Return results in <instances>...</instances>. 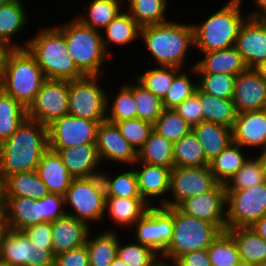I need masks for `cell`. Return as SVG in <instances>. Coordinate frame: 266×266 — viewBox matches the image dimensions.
Here are the masks:
<instances>
[{"mask_svg": "<svg viewBox=\"0 0 266 266\" xmlns=\"http://www.w3.org/2000/svg\"><path fill=\"white\" fill-rule=\"evenodd\" d=\"M226 230L251 227L266 214V182L243 190L226 191Z\"/></svg>", "mask_w": 266, "mask_h": 266, "instance_id": "9c48e42d", "label": "cell"}, {"mask_svg": "<svg viewBox=\"0 0 266 266\" xmlns=\"http://www.w3.org/2000/svg\"><path fill=\"white\" fill-rule=\"evenodd\" d=\"M212 266H236L241 260L232 236L223 231L206 249Z\"/></svg>", "mask_w": 266, "mask_h": 266, "instance_id": "60d3db41", "label": "cell"}, {"mask_svg": "<svg viewBox=\"0 0 266 266\" xmlns=\"http://www.w3.org/2000/svg\"><path fill=\"white\" fill-rule=\"evenodd\" d=\"M255 70L259 73L261 78L266 82V60L261 63Z\"/></svg>", "mask_w": 266, "mask_h": 266, "instance_id": "03108f58", "label": "cell"}, {"mask_svg": "<svg viewBox=\"0 0 266 266\" xmlns=\"http://www.w3.org/2000/svg\"><path fill=\"white\" fill-rule=\"evenodd\" d=\"M99 122L70 114L54 120L48 127V144L52 150L96 143Z\"/></svg>", "mask_w": 266, "mask_h": 266, "instance_id": "9a60e30c", "label": "cell"}, {"mask_svg": "<svg viewBox=\"0 0 266 266\" xmlns=\"http://www.w3.org/2000/svg\"><path fill=\"white\" fill-rule=\"evenodd\" d=\"M119 238L115 231L108 230L85 242L90 266H110L117 256Z\"/></svg>", "mask_w": 266, "mask_h": 266, "instance_id": "e575fe53", "label": "cell"}, {"mask_svg": "<svg viewBox=\"0 0 266 266\" xmlns=\"http://www.w3.org/2000/svg\"><path fill=\"white\" fill-rule=\"evenodd\" d=\"M141 170H134L141 197L151 206L149 197H160L170 188L171 168L142 162Z\"/></svg>", "mask_w": 266, "mask_h": 266, "instance_id": "4316f807", "label": "cell"}, {"mask_svg": "<svg viewBox=\"0 0 266 266\" xmlns=\"http://www.w3.org/2000/svg\"><path fill=\"white\" fill-rule=\"evenodd\" d=\"M261 152H260V156H258V159L262 165L263 173L266 176V147L264 149H262Z\"/></svg>", "mask_w": 266, "mask_h": 266, "instance_id": "e7e4bbea", "label": "cell"}, {"mask_svg": "<svg viewBox=\"0 0 266 266\" xmlns=\"http://www.w3.org/2000/svg\"><path fill=\"white\" fill-rule=\"evenodd\" d=\"M140 35L150 54L160 66L182 68L189 46L194 47L193 27L164 22L141 27Z\"/></svg>", "mask_w": 266, "mask_h": 266, "instance_id": "7a4b0ae2", "label": "cell"}, {"mask_svg": "<svg viewBox=\"0 0 266 266\" xmlns=\"http://www.w3.org/2000/svg\"><path fill=\"white\" fill-rule=\"evenodd\" d=\"M5 218L9 229H23L41 223V199L5 197Z\"/></svg>", "mask_w": 266, "mask_h": 266, "instance_id": "d4e9b609", "label": "cell"}, {"mask_svg": "<svg viewBox=\"0 0 266 266\" xmlns=\"http://www.w3.org/2000/svg\"><path fill=\"white\" fill-rule=\"evenodd\" d=\"M3 190L5 197H29L34 200L42 199L49 194L36 170L7 176L3 180Z\"/></svg>", "mask_w": 266, "mask_h": 266, "instance_id": "83f0119b", "label": "cell"}, {"mask_svg": "<svg viewBox=\"0 0 266 266\" xmlns=\"http://www.w3.org/2000/svg\"><path fill=\"white\" fill-rule=\"evenodd\" d=\"M198 85L192 83L187 73H178L173 80V84L162 99L164 109H174L185 99L193 95Z\"/></svg>", "mask_w": 266, "mask_h": 266, "instance_id": "816d5d0a", "label": "cell"}, {"mask_svg": "<svg viewBox=\"0 0 266 266\" xmlns=\"http://www.w3.org/2000/svg\"><path fill=\"white\" fill-rule=\"evenodd\" d=\"M27 118L24 108L13 97L0 94V144L8 140Z\"/></svg>", "mask_w": 266, "mask_h": 266, "instance_id": "74e56055", "label": "cell"}, {"mask_svg": "<svg viewBox=\"0 0 266 266\" xmlns=\"http://www.w3.org/2000/svg\"><path fill=\"white\" fill-rule=\"evenodd\" d=\"M26 11L20 0L0 6V41L10 49H23L20 44H11V38L26 24Z\"/></svg>", "mask_w": 266, "mask_h": 266, "instance_id": "1f68e13d", "label": "cell"}, {"mask_svg": "<svg viewBox=\"0 0 266 266\" xmlns=\"http://www.w3.org/2000/svg\"><path fill=\"white\" fill-rule=\"evenodd\" d=\"M173 168V143L152 130L144 146L138 151L137 162Z\"/></svg>", "mask_w": 266, "mask_h": 266, "instance_id": "d6a6232c", "label": "cell"}, {"mask_svg": "<svg viewBox=\"0 0 266 266\" xmlns=\"http://www.w3.org/2000/svg\"><path fill=\"white\" fill-rule=\"evenodd\" d=\"M25 48L35 57L48 80H78L85 77L67 51L65 37L55 28L42 29Z\"/></svg>", "mask_w": 266, "mask_h": 266, "instance_id": "3957f363", "label": "cell"}, {"mask_svg": "<svg viewBox=\"0 0 266 266\" xmlns=\"http://www.w3.org/2000/svg\"><path fill=\"white\" fill-rule=\"evenodd\" d=\"M54 256L85 244L90 226L75 217L66 215L51 222Z\"/></svg>", "mask_w": 266, "mask_h": 266, "instance_id": "44dd1931", "label": "cell"}, {"mask_svg": "<svg viewBox=\"0 0 266 266\" xmlns=\"http://www.w3.org/2000/svg\"><path fill=\"white\" fill-rule=\"evenodd\" d=\"M254 266H266V260L263 262L256 263L254 264Z\"/></svg>", "mask_w": 266, "mask_h": 266, "instance_id": "8c879c8a", "label": "cell"}, {"mask_svg": "<svg viewBox=\"0 0 266 266\" xmlns=\"http://www.w3.org/2000/svg\"><path fill=\"white\" fill-rule=\"evenodd\" d=\"M106 37L102 36L105 51L108 53L110 42L125 45L140 36L141 26L129 13L120 12L105 28ZM105 37V38H104Z\"/></svg>", "mask_w": 266, "mask_h": 266, "instance_id": "8d00e7d4", "label": "cell"}, {"mask_svg": "<svg viewBox=\"0 0 266 266\" xmlns=\"http://www.w3.org/2000/svg\"><path fill=\"white\" fill-rule=\"evenodd\" d=\"M250 228L266 240V214L256 221Z\"/></svg>", "mask_w": 266, "mask_h": 266, "instance_id": "680465c9", "label": "cell"}, {"mask_svg": "<svg viewBox=\"0 0 266 266\" xmlns=\"http://www.w3.org/2000/svg\"><path fill=\"white\" fill-rule=\"evenodd\" d=\"M110 266H128L125 262H123L119 257H115V259L112 261Z\"/></svg>", "mask_w": 266, "mask_h": 266, "instance_id": "a7ac6f4b", "label": "cell"}, {"mask_svg": "<svg viewBox=\"0 0 266 266\" xmlns=\"http://www.w3.org/2000/svg\"><path fill=\"white\" fill-rule=\"evenodd\" d=\"M3 92V76L0 74V94Z\"/></svg>", "mask_w": 266, "mask_h": 266, "instance_id": "2644e50d", "label": "cell"}, {"mask_svg": "<svg viewBox=\"0 0 266 266\" xmlns=\"http://www.w3.org/2000/svg\"><path fill=\"white\" fill-rule=\"evenodd\" d=\"M121 0H93L88 9V16H77L76 18L84 25L89 26L95 30L105 28L120 11Z\"/></svg>", "mask_w": 266, "mask_h": 266, "instance_id": "ab89813d", "label": "cell"}, {"mask_svg": "<svg viewBox=\"0 0 266 266\" xmlns=\"http://www.w3.org/2000/svg\"><path fill=\"white\" fill-rule=\"evenodd\" d=\"M158 255L152 248L140 243L122 246L119 242L117 246V257L128 266H151L160 258Z\"/></svg>", "mask_w": 266, "mask_h": 266, "instance_id": "f907efd6", "label": "cell"}, {"mask_svg": "<svg viewBox=\"0 0 266 266\" xmlns=\"http://www.w3.org/2000/svg\"><path fill=\"white\" fill-rule=\"evenodd\" d=\"M232 100L237 113L265 109L266 82L255 69H247L236 76Z\"/></svg>", "mask_w": 266, "mask_h": 266, "instance_id": "d6986e66", "label": "cell"}, {"mask_svg": "<svg viewBox=\"0 0 266 266\" xmlns=\"http://www.w3.org/2000/svg\"><path fill=\"white\" fill-rule=\"evenodd\" d=\"M219 182L215 179L209 166L179 167L173 166L170 174V188L174 199L163 200V207H177L187 198L213 190Z\"/></svg>", "mask_w": 266, "mask_h": 266, "instance_id": "8fae6325", "label": "cell"}, {"mask_svg": "<svg viewBox=\"0 0 266 266\" xmlns=\"http://www.w3.org/2000/svg\"><path fill=\"white\" fill-rule=\"evenodd\" d=\"M69 81L46 80L26 109L27 118L48 126L68 114Z\"/></svg>", "mask_w": 266, "mask_h": 266, "instance_id": "7c38bea8", "label": "cell"}, {"mask_svg": "<svg viewBox=\"0 0 266 266\" xmlns=\"http://www.w3.org/2000/svg\"><path fill=\"white\" fill-rule=\"evenodd\" d=\"M226 189L219 183L213 190L182 201L177 207L190 216L216 224L226 231Z\"/></svg>", "mask_w": 266, "mask_h": 266, "instance_id": "2e32d148", "label": "cell"}, {"mask_svg": "<svg viewBox=\"0 0 266 266\" xmlns=\"http://www.w3.org/2000/svg\"><path fill=\"white\" fill-rule=\"evenodd\" d=\"M55 28L65 37L67 51L84 76L100 77L104 74L100 68L108 53L104 49L99 30L84 25L77 18Z\"/></svg>", "mask_w": 266, "mask_h": 266, "instance_id": "8992f818", "label": "cell"}, {"mask_svg": "<svg viewBox=\"0 0 266 266\" xmlns=\"http://www.w3.org/2000/svg\"><path fill=\"white\" fill-rule=\"evenodd\" d=\"M3 190V179L0 174V192Z\"/></svg>", "mask_w": 266, "mask_h": 266, "instance_id": "34e18365", "label": "cell"}, {"mask_svg": "<svg viewBox=\"0 0 266 266\" xmlns=\"http://www.w3.org/2000/svg\"><path fill=\"white\" fill-rule=\"evenodd\" d=\"M143 198L106 197L105 211L121 226L136 224L151 207Z\"/></svg>", "mask_w": 266, "mask_h": 266, "instance_id": "f1b7e54d", "label": "cell"}, {"mask_svg": "<svg viewBox=\"0 0 266 266\" xmlns=\"http://www.w3.org/2000/svg\"><path fill=\"white\" fill-rule=\"evenodd\" d=\"M65 203L73 208V213L67 215L88 224L100 220L105 214V187L101 175L90 178L72 179L66 194Z\"/></svg>", "mask_w": 266, "mask_h": 266, "instance_id": "ba28073f", "label": "cell"}, {"mask_svg": "<svg viewBox=\"0 0 266 266\" xmlns=\"http://www.w3.org/2000/svg\"><path fill=\"white\" fill-rule=\"evenodd\" d=\"M134 102L137 109V118L151 122L152 124L164 109L162 100L139 81L134 85Z\"/></svg>", "mask_w": 266, "mask_h": 266, "instance_id": "7dc6e473", "label": "cell"}, {"mask_svg": "<svg viewBox=\"0 0 266 266\" xmlns=\"http://www.w3.org/2000/svg\"><path fill=\"white\" fill-rule=\"evenodd\" d=\"M162 261L159 260V258H158L151 266H177V264L175 263V261H171L172 262V265L168 264L167 262H164L165 260H162Z\"/></svg>", "mask_w": 266, "mask_h": 266, "instance_id": "003e7915", "label": "cell"}, {"mask_svg": "<svg viewBox=\"0 0 266 266\" xmlns=\"http://www.w3.org/2000/svg\"><path fill=\"white\" fill-rule=\"evenodd\" d=\"M263 182H266V176L263 173L259 159L248 158L244 165L231 176L224 186L226 191L243 190Z\"/></svg>", "mask_w": 266, "mask_h": 266, "instance_id": "ee69618b", "label": "cell"}, {"mask_svg": "<svg viewBox=\"0 0 266 266\" xmlns=\"http://www.w3.org/2000/svg\"><path fill=\"white\" fill-rule=\"evenodd\" d=\"M9 230L8 223L6 220H0V246L3 242V238Z\"/></svg>", "mask_w": 266, "mask_h": 266, "instance_id": "be15d7a7", "label": "cell"}, {"mask_svg": "<svg viewBox=\"0 0 266 266\" xmlns=\"http://www.w3.org/2000/svg\"><path fill=\"white\" fill-rule=\"evenodd\" d=\"M201 76L197 84L205 93L217 98L232 99L234 94V81L236 76L223 73H197Z\"/></svg>", "mask_w": 266, "mask_h": 266, "instance_id": "c3c4849f", "label": "cell"}, {"mask_svg": "<svg viewBox=\"0 0 266 266\" xmlns=\"http://www.w3.org/2000/svg\"><path fill=\"white\" fill-rule=\"evenodd\" d=\"M235 48L248 69H255L266 60V18L247 17L241 25Z\"/></svg>", "mask_w": 266, "mask_h": 266, "instance_id": "e0dca14e", "label": "cell"}, {"mask_svg": "<svg viewBox=\"0 0 266 266\" xmlns=\"http://www.w3.org/2000/svg\"><path fill=\"white\" fill-rule=\"evenodd\" d=\"M5 212H6V201H5L4 190H2L0 192V220H6Z\"/></svg>", "mask_w": 266, "mask_h": 266, "instance_id": "6125c7cd", "label": "cell"}, {"mask_svg": "<svg viewBox=\"0 0 266 266\" xmlns=\"http://www.w3.org/2000/svg\"><path fill=\"white\" fill-rule=\"evenodd\" d=\"M96 149L100 161L103 159L125 164H136L138 152L122 136L115 123L101 122L97 129Z\"/></svg>", "mask_w": 266, "mask_h": 266, "instance_id": "ac0fdd59", "label": "cell"}, {"mask_svg": "<svg viewBox=\"0 0 266 266\" xmlns=\"http://www.w3.org/2000/svg\"><path fill=\"white\" fill-rule=\"evenodd\" d=\"M234 239L240 260L256 264L266 260V240L250 227H238L226 230Z\"/></svg>", "mask_w": 266, "mask_h": 266, "instance_id": "4dcf8cb0", "label": "cell"}, {"mask_svg": "<svg viewBox=\"0 0 266 266\" xmlns=\"http://www.w3.org/2000/svg\"><path fill=\"white\" fill-rule=\"evenodd\" d=\"M242 0H230L199 25H192L194 46L202 52L223 50L235 46L241 25Z\"/></svg>", "mask_w": 266, "mask_h": 266, "instance_id": "5b68a950", "label": "cell"}, {"mask_svg": "<svg viewBox=\"0 0 266 266\" xmlns=\"http://www.w3.org/2000/svg\"><path fill=\"white\" fill-rule=\"evenodd\" d=\"M136 224L138 243L161 256L173 237V207L151 206Z\"/></svg>", "mask_w": 266, "mask_h": 266, "instance_id": "5bb4252c", "label": "cell"}, {"mask_svg": "<svg viewBox=\"0 0 266 266\" xmlns=\"http://www.w3.org/2000/svg\"><path fill=\"white\" fill-rule=\"evenodd\" d=\"M256 4L258 5L259 12L253 11L249 15L250 18H266V0H255Z\"/></svg>", "mask_w": 266, "mask_h": 266, "instance_id": "91938a15", "label": "cell"}, {"mask_svg": "<svg viewBox=\"0 0 266 266\" xmlns=\"http://www.w3.org/2000/svg\"><path fill=\"white\" fill-rule=\"evenodd\" d=\"M98 76L69 81L68 114L96 122L106 120V93L97 83Z\"/></svg>", "mask_w": 266, "mask_h": 266, "instance_id": "30bf717a", "label": "cell"}, {"mask_svg": "<svg viewBox=\"0 0 266 266\" xmlns=\"http://www.w3.org/2000/svg\"><path fill=\"white\" fill-rule=\"evenodd\" d=\"M54 151L58 152L73 179L90 178L101 174L94 170L98 167V163L102 162L97 153L96 143H86Z\"/></svg>", "mask_w": 266, "mask_h": 266, "instance_id": "7402d4cb", "label": "cell"}, {"mask_svg": "<svg viewBox=\"0 0 266 266\" xmlns=\"http://www.w3.org/2000/svg\"><path fill=\"white\" fill-rule=\"evenodd\" d=\"M22 231L35 246L44 247V250H52L53 239L51 222H41L29 226Z\"/></svg>", "mask_w": 266, "mask_h": 266, "instance_id": "11a10c76", "label": "cell"}, {"mask_svg": "<svg viewBox=\"0 0 266 266\" xmlns=\"http://www.w3.org/2000/svg\"><path fill=\"white\" fill-rule=\"evenodd\" d=\"M180 68L174 66H160L159 68L148 69L137 78L149 91L161 100L173 84L174 77L181 72Z\"/></svg>", "mask_w": 266, "mask_h": 266, "instance_id": "b9f144b4", "label": "cell"}, {"mask_svg": "<svg viewBox=\"0 0 266 266\" xmlns=\"http://www.w3.org/2000/svg\"><path fill=\"white\" fill-rule=\"evenodd\" d=\"M240 145L231 143L219 155L210 161L209 167L215 179L225 184L245 163V158Z\"/></svg>", "mask_w": 266, "mask_h": 266, "instance_id": "d590c367", "label": "cell"}, {"mask_svg": "<svg viewBox=\"0 0 266 266\" xmlns=\"http://www.w3.org/2000/svg\"><path fill=\"white\" fill-rule=\"evenodd\" d=\"M115 124L122 136L137 152L144 146L150 132L153 130L151 122L139 118L117 121Z\"/></svg>", "mask_w": 266, "mask_h": 266, "instance_id": "681fc988", "label": "cell"}, {"mask_svg": "<svg viewBox=\"0 0 266 266\" xmlns=\"http://www.w3.org/2000/svg\"><path fill=\"white\" fill-rule=\"evenodd\" d=\"M0 266H8L4 261L0 259Z\"/></svg>", "mask_w": 266, "mask_h": 266, "instance_id": "11e5206c", "label": "cell"}, {"mask_svg": "<svg viewBox=\"0 0 266 266\" xmlns=\"http://www.w3.org/2000/svg\"><path fill=\"white\" fill-rule=\"evenodd\" d=\"M173 160L174 166L179 167H202L209 166L210 163L192 130L173 143Z\"/></svg>", "mask_w": 266, "mask_h": 266, "instance_id": "836d02e7", "label": "cell"}, {"mask_svg": "<svg viewBox=\"0 0 266 266\" xmlns=\"http://www.w3.org/2000/svg\"><path fill=\"white\" fill-rule=\"evenodd\" d=\"M100 175L104 183L106 197L142 198L134 169L121 173L115 178L102 172Z\"/></svg>", "mask_w": 266, "mask_h": 266, "instance_id": "f6af8a7d", "label": "cell"}, {"mask_svg": "<svg viewBox=\"0 0 266 266\" xmlns=\"http://www.w3.org/2000/svg\"><path fill=\"white\" fill-rule=\"evenodd\" d=\"M199 103L204 122L233 128L237 111L232 99L217 98L199 88Z\"/></svg>", "mask_w": 266, "mask_h": 266, "instance_id": "f546056e", "label": "cell"}, {"mask_svg": "<svg viewBox=\"0 0 266 266\" xmlns=\"http://www.w3.org/2000/svg\"><path fill=\"white\" fill-rule=\"evenodd\" d=\"M54 266H90L86 245L55 256Z\"/></svg>", "mask_w": 266, "mask_h": 266, "instance_id": "9f6ffc18", "label": "cell"}, {"mask_svg": "<svg viewBox=\"0 0 266 266\" xmlns=\"http://www.w3.org/2000/svg\"><path fill=\"white\" fill-rule=\"evenodd\" d=\"M36 172L49 193L62 196L66 194L73 179L58 152L50 148L44 152L36 167Z\"/></svg>", "mask_w": 266, "mask_h": 266, "instance_id": "cb8c5ba5", "label": "cell"}, {"mask_svg": "<svg viewBox=\"0 0 266 266\" xmlns=\"http://www.w3.org/2000/svg\"><path fill=\"white\" fill-rule=\"evenodd\" d=\"M177 266H212L206 249L196 250L179 256Z\"/></svg>", "mask_w": 266, "mask_h": 266, "instance_id": "6f0895ef", "label": "cell"}, {"mask_svg": "<svg viewBox=\"0 0 266 266\" xmlns=\"http://www.w3.org/2000/svg\"><path fill=\"white\" fill-rule=\"evenodd\" d=\"M173 225L172 241L161 255V259L169 261L189 252L207 249L223 232L216 224L183 213L178 207H173Z\"/></svg>", "mask_w": 266, "mask_h": 266, "instance_id": "52a82bcc", "label": "cell"}, {"mask_svg": "<svg viewBox=\"0 0 266 266\" xmlns=\"http://www.w3.org/2000/svg\"><path fill=\"white\" fill-rule=\"evenodd\" d=\"M12 0H0V6L11 2Z\"/></svg>", "mask_w": 266, "mask_h": 266, "instance_id": "753ad0ef", "label": "cell"}, {"mask_svg": "<svg viewBox=\"0 0 266 266\" xmlns=\"http://www.w3.org/2000/svg\"><path fill=\"white\" fill-rule=\"evenodd\" d=\"M128 13L141 26L161 24L166 21V0H128Z\"/></svg>", "mask_w": 266, "mask_h": 266, "instance_id": "f35d334b", "label": "cell"}, {"mask_svg": "<svg viewBox=\"0 0 266 266\" xmlns=\"http://www.w3.org/2000/svg\"><path fill=\"white\" fill-rule=\"evenodd\" d=\"M233 143L241 147H266V111L237 113L232 128Z\"/></svg>", "mask_w": 266, "mask_h": 266, "instance_id": "ffe728a7", "label": "cell"}, {"mask_svg": "<svg viewBox=\"0 0 266 266\" xmlns=\"http://www.w3.org/2000/svg\"><path fill=\"white\" fill-rule=\"evenodd\" d=\"M192 131L202 145L206 159L210 162L232 142V128L212 122H201Z\"/></svg>", "mask_w": 266, "mask_h": 266, "instance_id": "484cf974", "label": "cell"}, {"mask_svg": "<svg viewBox=\"0 0 266 266\" xmlns=\"http://www.w3.org/2000/svg\"><path fill=\"white\" fill-rule=\"evenodd\" d=\"M236 266H254V264L240 261Z\"/></svg>", "mask_w": 266, "mask_h": 266, "instance_id": "89a4df30", "label": "cell"}, {"mask_svg": "<svg viewBox=\"0 0 266 266\" xmlns=\"http://www.w3.org/2000/svg\"><path fill=\"white\" fill-rule=\"evenodd\" d=\"M3 92L28 108L47 80L27 48L11 49L3 71Z\"/></svg>", "mask_w": 266, "mask_h": 266, "instance_id": "277c9868", "label": "cell"}, {"mask_svg": "<svg viewBox=\"0 0 266 266\" xmlns=\"http://www.w3.org/2000/svg\"><path fill=\"white\" fill-rule=\"evenodd\" d=\"M64 204H66L65 198L60 194L49 193L42 198L41 222H53L58 218L66 216L67 212L63 210Z\"/></svg>", "mask_w": 266, "mask_h": 266, "instance_id": "db71d44e", "label": "cell"}, {"mask_svg": "<svg viewBox=\"0 0 266 266\" xmlns=\"http://www.w3.org/2000/svg\"><path fill=\"white\" fill-rule=\"evenodd\" d=\"M203 53L205 57L191 68L195 73H223L237 76L248 69L235 46Z\"/></svg>", "mask_w": 266, "mask_h": 266, "instance_id": "603a6c76", "label": "cell"}, {"mask_svg": "<svg viewBox=\"0 0 266 266\" xmlns=\"http://www.w3.org/2000/svg\"><path fill=\"white\" fill-rule=\"evenodd\" d=\"M10 50L11 49L6 44L0 41V74H3L5 60Z\"/></svg>", "mask_w": 266, "mask_h": 266, "instance_id": "94428289", "label": "cell"}, {"mask_svg": "<svg viewBox=\"0 0 266 266\" xmlns=\"http://www.w3.org/2000/svg\"><path fill=\"white\" fill-rule=\"evenodd\" d=\"M0 259L8 266H54L53 250L30 242L23 231L9 229L0 246Z\"/></svg>", "mask_w": 266, "mask_h": 266, "instance_id": "4fadbf2b", "label": "cell"}, {"mask_svg": "<svg viewBox=\"0 0 266 266\" xmlns=\"http://www.w3.org/2000/svg\"><path fill=\"white\" fill-rule=\"evenodd\" d=\"M174 109L191 127L203 122V114L199 103V87L193 95Z\"/></svg>", "mask_w": 266, "mask_h": 266, "instance_id": "f5cc1de1", "label": "cell"}, {"mask_svg": "<svg viewBox=\"0 0 266 266\" xmlns=\"http://www.w3.org/2000/svg\"><path fill=\"white\" fill-rule=\"evenodd\" d=\"M121 89L109 109V97L106 95V112L110 111V115H106V120L112 123L122 120L137 118V109L134 102V85H122Z\"/></svg>", "mask_w": 266, "mask_h": 266, "instance_id": "bcb514c9", "label": "cell"}, {"mask_svg": "<svg viewBox=\"0 0 266 266\" xmlns=\"http://www.w3.org/2000/svg\"><path fill=\"white\" fill-rule=\"evenodd\" d=\"M48 148V127L26 118L12 136L0 144L2 179L15 173L36 170Z\"/></svg>", "mask_w": 266, "mask_h": 266, "instance_id": "6da1fadb", "label": "cell"}, {"mask_svg": "<svg viewBox=\"0 0 266 266\" xmlns=\"http://www.w3.org/2000/svg\"><path fill=\"white\" fill-rule=\"evenodd\" d=\"M153 130L174 143L187 135L192 127L175 109H163L160 116L153 123Z\"/></svg>", "mask_w": 266, "mask_h": 266, "instance_id": "7bdbcfd3", "label": "cell"}]
</instances>
